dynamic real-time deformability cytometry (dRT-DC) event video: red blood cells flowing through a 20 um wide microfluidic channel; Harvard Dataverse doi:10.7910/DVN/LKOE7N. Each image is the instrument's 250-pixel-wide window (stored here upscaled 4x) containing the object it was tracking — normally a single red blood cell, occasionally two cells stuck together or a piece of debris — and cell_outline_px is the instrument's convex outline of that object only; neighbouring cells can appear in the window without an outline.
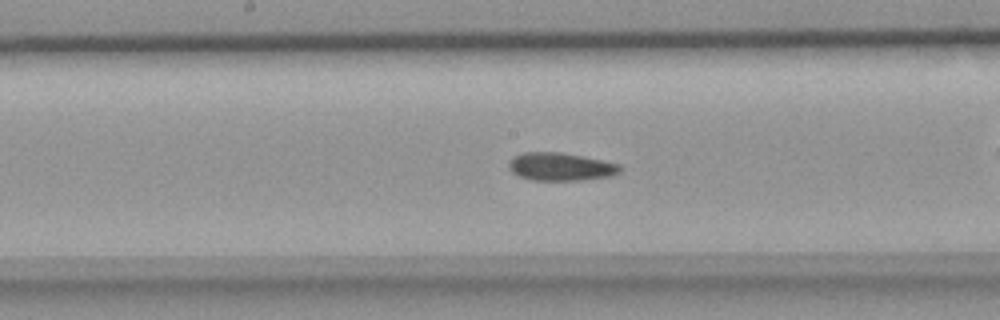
{"species": "common noctule bat (a hibernating species)", "species_latin": "Nyctalus noctula", "temperature_condition": "room temperature", "stored_images_in_passage": 30, "camera_frame_rate_fps": 3000, "um_per_image_px": 0.085, "animal": {"sex": "female", "body_mass_g": 18.4}, "frame": {"image": 1, "passage_image": 9, "time_ms": 2.667, "image_size_px": [1000, 320], "cell_outline_px": [[620, 172], [612, 176], [584, 180], [532, 180], [520, 176], [512, 172], [508, 168], [508, 164], [516, 156], [524, 152], [560, 152], [620, 164]], "centroid_in_image_um": [47.66, 14.18], "position_along_channel_um": 200.5, "area_um2": 17.92}}